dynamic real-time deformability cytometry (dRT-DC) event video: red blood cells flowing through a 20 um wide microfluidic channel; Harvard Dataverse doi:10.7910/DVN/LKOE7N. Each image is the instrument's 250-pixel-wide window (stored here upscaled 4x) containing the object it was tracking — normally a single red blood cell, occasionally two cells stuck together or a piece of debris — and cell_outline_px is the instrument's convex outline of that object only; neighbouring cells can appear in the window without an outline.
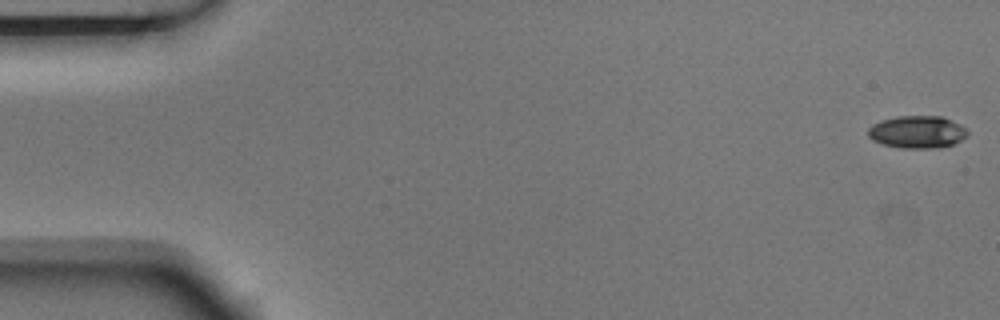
{"species": "Egyptian fruit bat (a non-hibernating species)", "species_latin": "Rousettus aegyptiacus", "temperature_condition": "room temperature", "stored_images_in_passage": 5, "camera_frame_rate_fps": 3000, "um_per_image_px": 0.085, "animal": {"sex": "male"}, "frame": {"image": 1, "passage_image": 1, "time_ms": 0.0, "image_size_px": [1000, 320], "cell_outline_px": [[968, 136], [952, 144], [936, 148], [900, 148], [884, 144], [872, 140], [868, 136], [868, 128], [872, 124], [896, 116], [940, 116], [960, 124], [968, 132]], "centroid_in_image_um": [77.95, 11.22], "position_along_channel_um": 7.0, "area_um2": 18.67}}
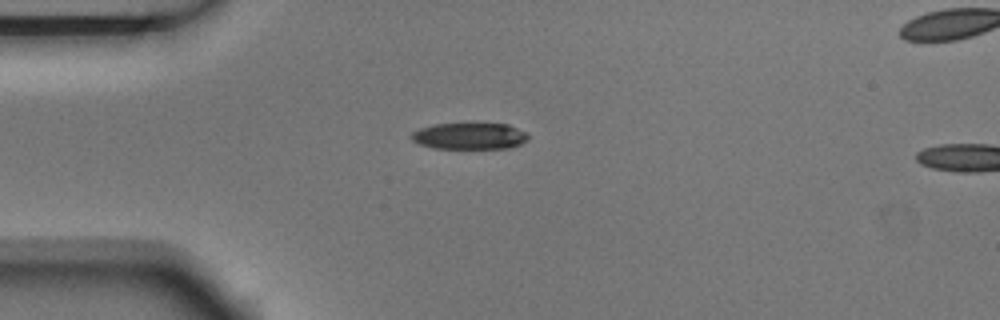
{"frame": {"image": 2, "passage_image": 4, "time_ms": 1.0, "image_size_px": [1000, 320], "cell_outline_px": [[528, 140], [512, 148], [432, 148], [420, 144], [412, 140], [408, 136], [412, 132], [420, 128], [432, 124], [508, 124], [528, 132]], "centroid_in_image_um": [39.92, 11.57], "position_along_channel_um": 45.1, "area_um2": 18.15}}